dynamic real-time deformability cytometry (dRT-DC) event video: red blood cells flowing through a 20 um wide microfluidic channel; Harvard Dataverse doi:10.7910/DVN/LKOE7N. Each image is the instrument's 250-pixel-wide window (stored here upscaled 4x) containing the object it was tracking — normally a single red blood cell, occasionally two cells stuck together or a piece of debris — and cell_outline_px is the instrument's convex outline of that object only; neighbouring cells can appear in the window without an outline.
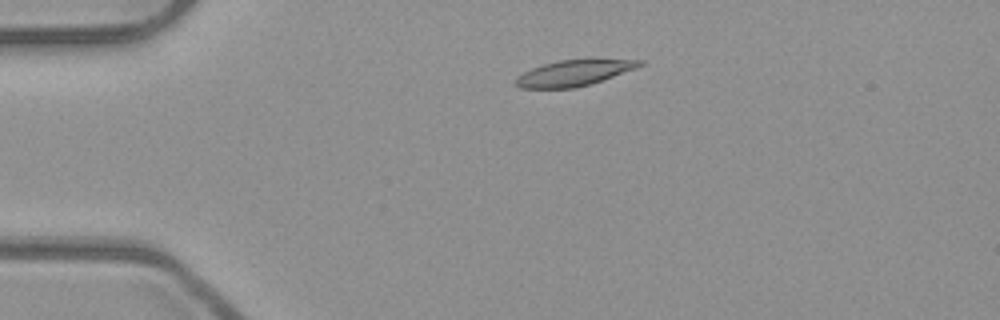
{"species": "common noctule bat (a hibernating species)", "species_latin": "Nyctalus noctula", "temperature_condition": "room temperature", "stored_images_in_passage": 4, "camera_frame_rate_fps": 3000, "um_per_image_px": 0.085, "animal": {"sex": "male", "body_mass_g": 23.1, "forearm_length_mm": 52.7}, "frame": {"image": 1, "passage_image": 2, "time_ms": 0.333, "image_size_px": [1000, 320], "cell_outline_px": [[644, 64], [636, 68], [588, 84], [572, 88], [520, 88], [516, 84], [516, 76], [532, 68], [556, 60], [588, 56], [592, 56], [644, 60]], "centroid_in_image_um": [48.86, 6.12], "position_along_channel_um": 36.1, "area_um2": 19.42}}
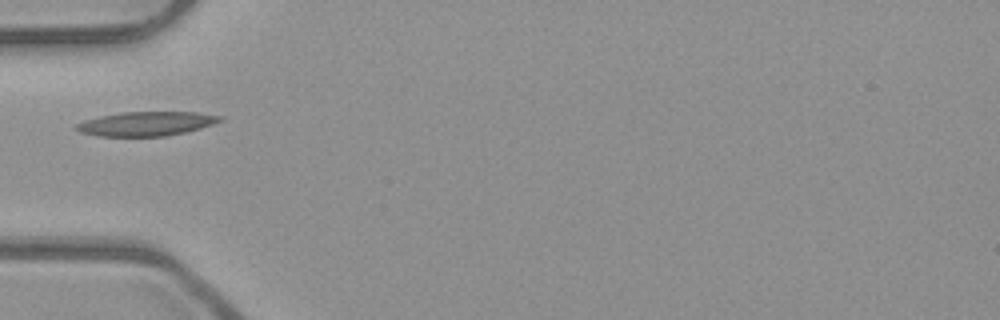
{"frame": {"image": 2, "passage_image": 4, "time_ms": 1.0, "image_size_px": [1000, 320], "cell_outline_px": [[224, 120], [200, 128], [168, 136], [100, 136], [80, 132], [76, 128], [76, 124], [84, 120], [100, 116], [120, 112], [196, 112], [224, 116]], "centroid_in_image_um": [12.46, 10.51], "position_along_channel_um": 72.5, "area_um2": 20.23}}